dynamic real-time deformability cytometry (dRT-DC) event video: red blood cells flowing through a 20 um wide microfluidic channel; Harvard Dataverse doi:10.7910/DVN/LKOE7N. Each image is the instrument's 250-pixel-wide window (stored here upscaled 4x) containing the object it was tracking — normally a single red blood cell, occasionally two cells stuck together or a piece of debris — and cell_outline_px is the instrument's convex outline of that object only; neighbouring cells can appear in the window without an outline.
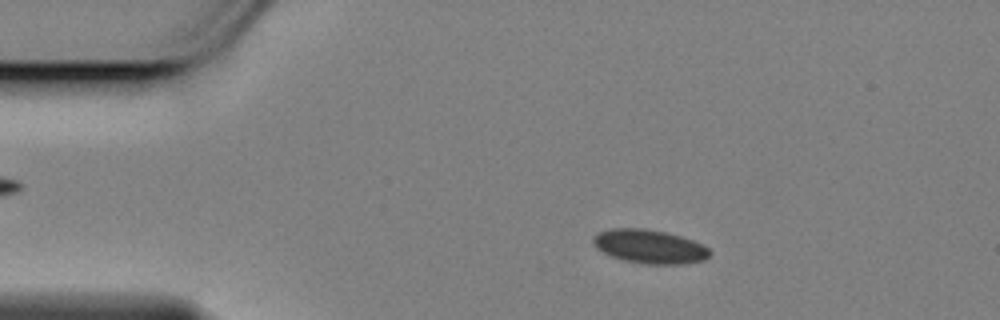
{"species": "Egyptian fruit bat (a non-hibernating species)", "species_latin": "Rousettus aegyptiacus", "temperature_condition": "cold", "stored_images_in_passage": 56, "camera_frame_rate_fps": 3000, "um_per_image_px": 0.085, "animal": {"sex": "female"}, "frame": {"image": 1, "passage_image": 9, "time_ms": 2.667, "image_size_px": [1000, 320], "cell_outline_px": [[712, 252], [704, 260], [684, 264], [644, 264], [624, 260], [612, 256], [596, 248], [592, 244], [592, 236], [596, 232], [612, 228], [644, 228], [664, 232], [680, 236], [704, 244]], "centroid_in_image_um": [55.19, 20.95], "position_along_channel_um": 29.8, "area_um2": 23.12}}
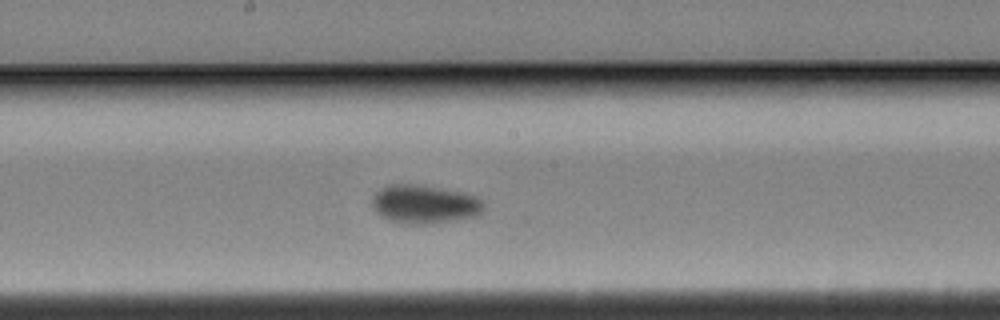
{"frame": {"image": 2, "passage_image": 29, "time_ms": 9.333, "image_size_px": [1000, 320], "cell_outline_px": [[484, 208], [476, 216], [456, 220], [424, 224], [408, 224], [388, 220], [380, 216], [372, 208], [372, 196], [380, 188], [388, 184], [408, 184], [460, 192], [476, 196], [484, 200]], "centroid_in_image_um": [36.04, 17.37], "position_along_channel_um": 212.2, "area_um2": 24.97}}
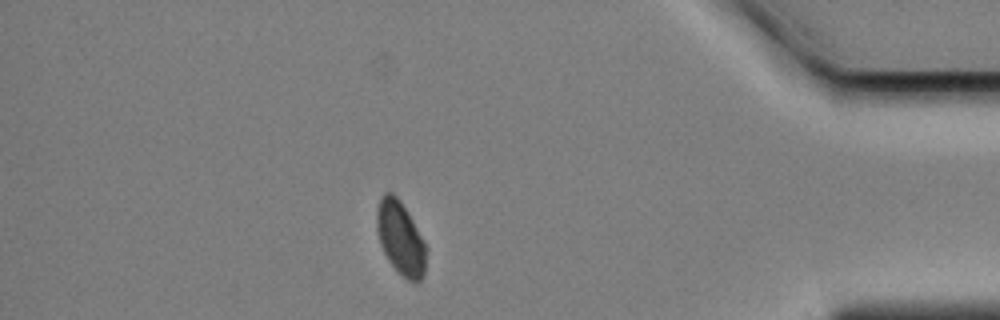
{"frame": {"image": 3, "passage_image": 49, "time_ms": 16.0, "image_size_px": [1000, 320], "cell_outline_px": [[428, 248], [424, 276], [416, 284], [408, 280], [396, 272], [388, 260], [380, 244], [376, 228], [376, 212], [380, 196], [384, 192], [392, 192], [400, 200], [408, 212], [424, 240]], "centroid_in_image_um": [34.06, 20.26], "position_along_channel_um": 401.1, "area_um2": 21.73}, "authors_computed_cell_mechanics": {"area_um2": 23.12, "velocity_mm_per_s": 3.4407, "shape_relaxation_time_tau1_ms": 4.5897, "shape_relaxation_time_tau2_ms": 2.5297, "deformation_change_tau1": 0.0671, "deformation_change_tau2": 0.0558}}